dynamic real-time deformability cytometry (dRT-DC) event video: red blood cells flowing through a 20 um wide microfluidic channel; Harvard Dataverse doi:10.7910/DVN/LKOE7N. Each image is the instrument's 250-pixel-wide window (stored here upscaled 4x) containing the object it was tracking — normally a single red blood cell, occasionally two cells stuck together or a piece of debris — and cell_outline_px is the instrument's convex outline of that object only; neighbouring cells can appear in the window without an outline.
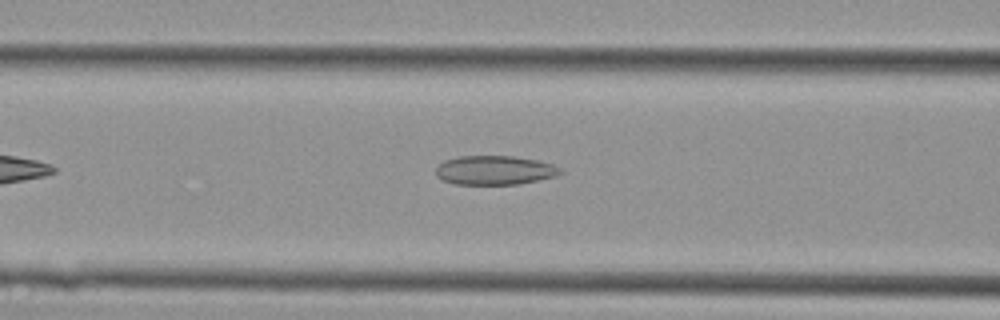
{"species": "Egyptian fruit bat (a non-hibernating species)", "species_latin": "Rousettus aegyptiacus", "temperature_condition": "cold", "stored_images_in_passage": 34, "camera_frame_rate_fps": 3000, "um_per_image_px": 0.085, "animal": {"sex": "female"}, "frame": {"image": 1, "passage_image": 8, "time_ms": 2.333, "image_size_px": [1000, 320], "cell_outline_px": [[564, 172], [556, 176], [516, 184], [456, 184], [444, 180], [436, 176], [436, 168], [444, 160], [460, 156], [512, 156], [536, 160], [552, 164], [560, 168]], "centroid_in_image_um": [42.04, 14.46], "position_along_channel_um": 124.6, "area_um2": 20.92}}
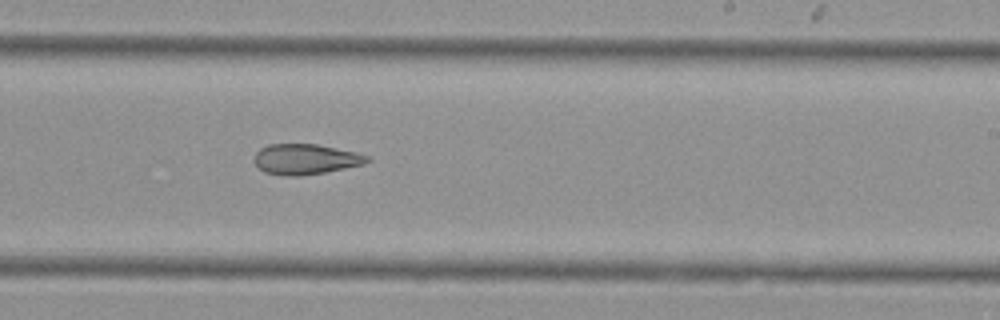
{"frame": {"image": 2, "passage_image": 17, "time_ms": 5.333, "image_size_px": [1000, 320], "cell_outline_px": [[372, 160], [364, 164], [324, 172], [300, 176], [284, 176], [264, 172], [252, 160], [256, 152], [260, 148], [268, 144], [316, 144], [356, 152], [368, 156]], "centroid_in_image_um": [25.94, 13.53], "position_along_channel_um": 263.1, "area_um2": 20.06}}
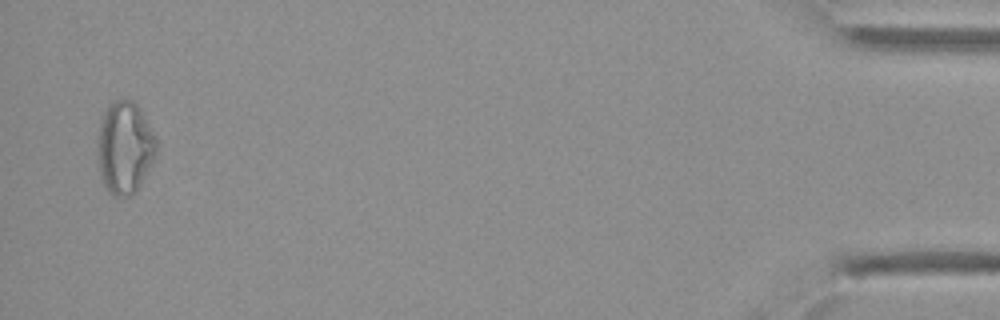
{"frame": {"image": 3, "passage_image": 33, "time_ms": 10.667, "image_size_px": [1000, 320], "cell_outline_px": [[156, 156], [140, 184], [128, 196], [116, 196], [108, 192], [104, 188], [100, 176], [96, 152], [96, 140], [100, 120], [104, 112], [112, 100], [132, 100], [140, 108], [156, 140]], "centroid_in_image_um": [10.55, 12.54], "position_along_channel_um": 424.7, "area_um2": 31.79}}